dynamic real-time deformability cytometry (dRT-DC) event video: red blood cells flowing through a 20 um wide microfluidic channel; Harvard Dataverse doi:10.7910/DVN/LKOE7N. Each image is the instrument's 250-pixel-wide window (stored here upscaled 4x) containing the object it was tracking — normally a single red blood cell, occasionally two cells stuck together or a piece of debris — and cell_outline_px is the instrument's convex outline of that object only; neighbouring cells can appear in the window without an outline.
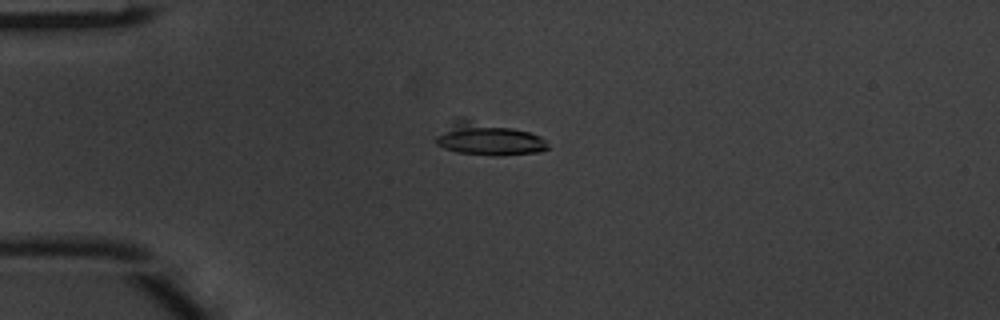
{"species": "common noctule bat (a hibernating species)", "species_latin": "Nyctalus noctula", "temperature_condition": "warm", "stored_images_in_passage": 8, "camera_frame_rate_fps": 3000, "um_per_image_px": 0.085, "animal": {"sex": "male", "body_mass_g": 20.1, "forearm_length_mm": 53.5}, "frame": {"image": 1, "passage_image": 5, "time_ms": 1.333, "image_size_px": [1000, 320], "cell_outline_px": [[552, 148], [540, 152], [496, 156], [456, 152], [444, 148], [436, 144], [436, 136], [456, 120], [468, 120], [512, 128], [528, 132], [540, 136]], "centroid_in_image_um": [41.57, 11.86], "position_along_channel_um": 43.4, "area_um2": 20.63}}
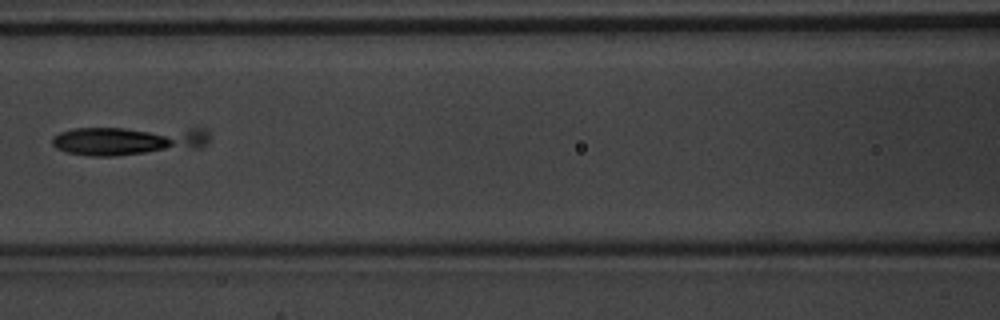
{"frame": {"image": 2, "passage_image": 8, "time_ms": 2.333, "image_size_px": [1000, 320], "cell_outline_px": [[208, 140], [200, 148], [116, 156], [88, 156], [68, 152], [56, 148], [52, 144], [52, 140], [60, 132], [72, 128], [204, 128], [208, 132]], "centroid_in_image_um": [10.93, 11.95], "position_along_channel_um": 155.7, "area_um2": 26.65}}